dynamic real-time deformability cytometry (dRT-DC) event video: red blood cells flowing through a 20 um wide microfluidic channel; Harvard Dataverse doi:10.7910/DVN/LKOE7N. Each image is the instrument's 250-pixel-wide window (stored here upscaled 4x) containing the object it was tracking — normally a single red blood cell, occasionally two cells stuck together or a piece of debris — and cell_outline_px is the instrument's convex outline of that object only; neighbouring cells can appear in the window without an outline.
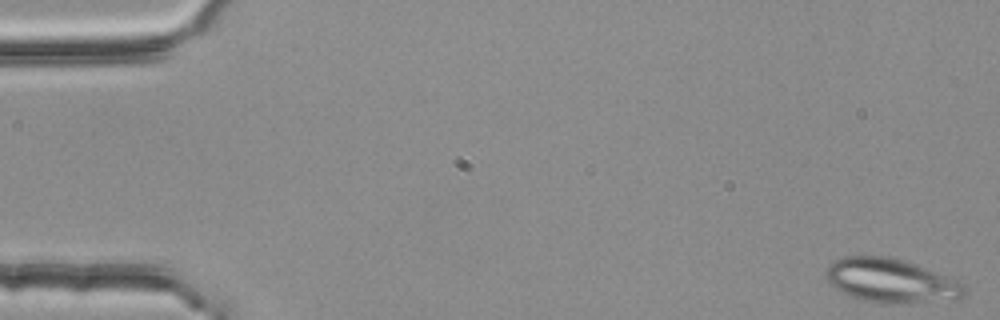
{"species": "common noctule bat (a hibernating species)", "species_latin": "Nyctalus noctula", "temperature_condition": "room temperature", "stored_images_in_passage": 51, "camera_frame_rate_fps": 3000, "um_per_image_px": 0.085, "animal": {"sex": "female", "body_mass_g": 25.1}, "frame": {"image": 1, "passage_image": 1, "time_ms": 0.0, "image_size_px": [1000, 320], "cell_outline_px": [[968, 296], [960, 300], [880, 304], [864, 300], [852, 296], [836, 288], [828, 280], [828, 268], [836, 260], [844, 256], [888, 256], [916, 264], [948, 276], [964, 284]], "centroid_in_image_um": [75.85, 23.88], "position_along_channel_um": 9.1, "area_um2": 35.37}}
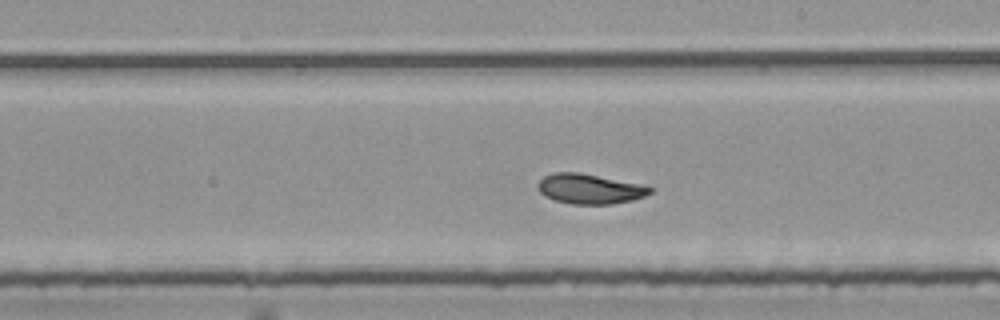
{"frame": {"image": 2, "passage_image": 31, "time_ms": 10.0, "image_size_px": [1000, 320], "cell_outline_px": [[652, 192], [644, 196], [632, 200], [612, 204], [572, 204], [556, 200], [544, 196], [536, 188], [536, 184], [544, 176], [552, 172], [576, 172], [636, 184], [652, 188]], "centroid_in_image_um": [50.03, 16.06], "position_along_channel_um": 239.0, "area_um2": 19.19}}
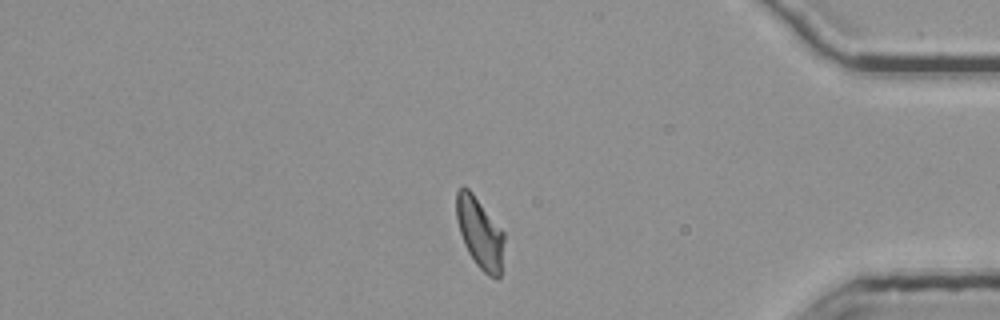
{"frame": {"image": 3, "passage_image": 46, "time_ms": 15.0, "image_size_px": [1000, 320], "cell_outline_px": [[504, 240], [500, 276], [496, 280], [488, 276], [476, 264], [468, 252], [464, 244], [460, 232], [456, 216], [456, 192], [460, 188], [468, 188], [472, 192], [504, 232]], "centroid_in_image_um": [40.79, 19.82], "position_along_channel_um": 394.4, "area_um2": 19.54}, "authors_computed_cell_mechanics": {"area_um2": 20.0566, "velocity_mm_per_s": 3.7523, "shape_relaxation_time_tau1_ms": null, "shape_relaxation_time_tau2_ms": 2.1667, "deformation_change_tau1": null, "deformation_change_tau2": 0.0705}}